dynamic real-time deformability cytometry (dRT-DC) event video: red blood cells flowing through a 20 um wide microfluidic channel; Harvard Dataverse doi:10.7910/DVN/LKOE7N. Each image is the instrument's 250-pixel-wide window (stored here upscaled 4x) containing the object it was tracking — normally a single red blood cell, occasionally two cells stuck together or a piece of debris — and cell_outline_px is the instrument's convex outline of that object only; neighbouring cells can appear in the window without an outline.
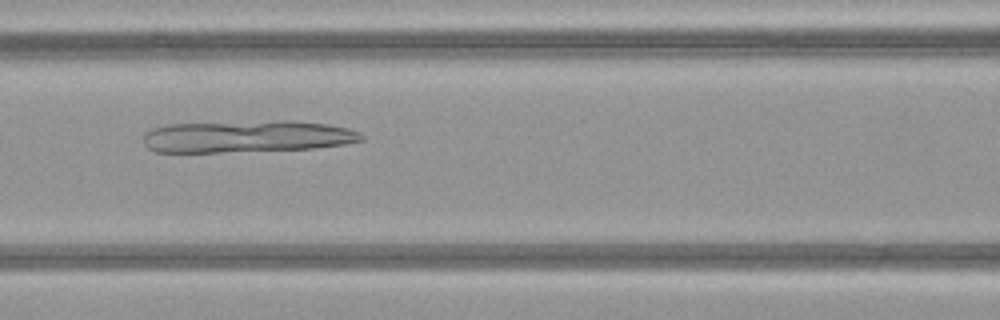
{"species": "common noctule bat (a hibernating species)", "species_latin": "Nyctalus noctula", "temperature_condition": "warm", "stored_images_in_passage": 48, "camera_frame_rate_fps": 3000, "um_per_image_px": 0.085, "animal": {"sex": "female", "body_mass_g": 21.9}, "frame": {"image": 1, "passage_image": 21, "time_ms": 6.667, "image_size_px": [1000, 320], "cell_outline_px": [[364, 140], [344, 144], [316, 148], [220, 152], [156, 152], [148, 148], [144, 144], [144, 132], [152, 128], [168, 124], [288, 120], [292, 120], [328, 124], [348, 128], [360, 132], [364, 136]], "centroid_in_image_um": [21.01, 11.6], "position_along_channel_um": 145.6, "area_um2": 40.86}}
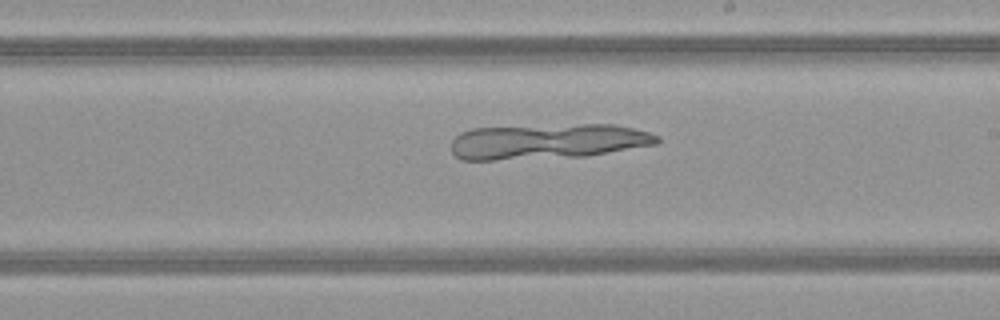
{"frame": {"image": 2, "passage_image": 28, "time_ms": 9.0, "image_size_px": [1000, 320], "cell_outline_px": [[660, 140], [656, 144], [588, 156], [496, 160], [460, 160], [452, 152], [452, 140], [460, 132], [472, 128], [584, 124], [612, 124], [632, 128], [648, 132], [660, 136]], "centroid_in_image_um": [46.54, 12.03], "position_along_channel_um": 242.5, "area_um2": 42.43}}
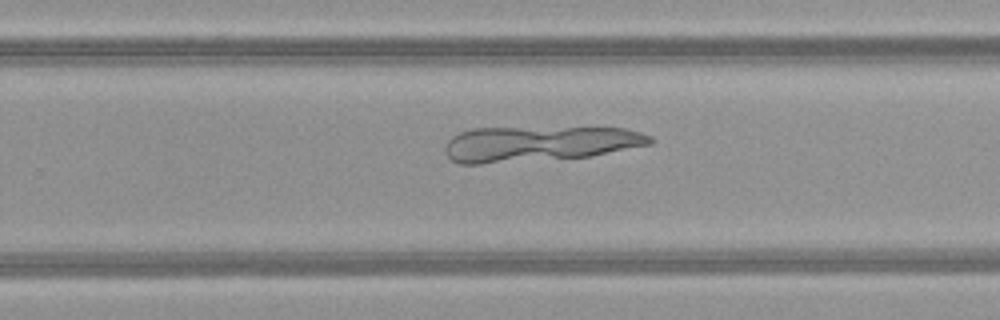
{"frame": {"image": 3, "passage_image": 31, "time_ms": 10.0, "image_size_px": [1000, 320], "cell_outline_px": [[652, 144], [588, 156], [480, 164], [460, 164], [452, 160], [444, 152], [444, 148], [448, 140], [452, 136], [460, 132], [472, 128], [624, 128], [640, 132], [652, 136]], "centroid_in_image_um": [45.77, 12.21], "position_along_channel_um": 284.0, "area_um2": 41.91}}